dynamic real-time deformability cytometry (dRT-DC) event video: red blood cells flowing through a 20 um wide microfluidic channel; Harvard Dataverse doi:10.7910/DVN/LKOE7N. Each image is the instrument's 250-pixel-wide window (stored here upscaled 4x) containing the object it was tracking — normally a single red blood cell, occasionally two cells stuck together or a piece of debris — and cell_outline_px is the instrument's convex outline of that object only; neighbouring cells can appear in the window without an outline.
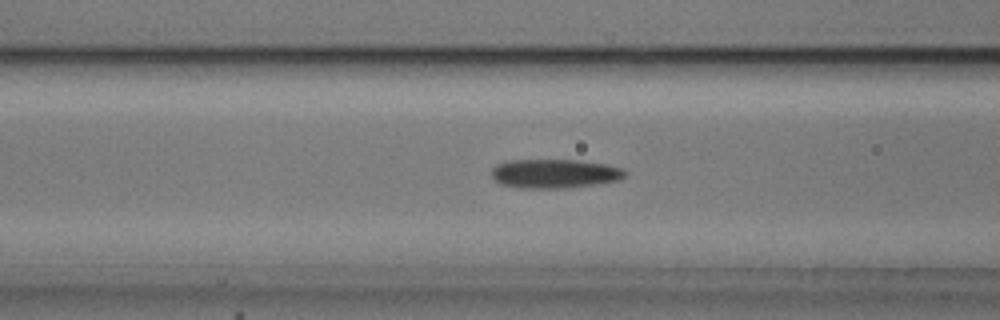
{"species": "common noctule bat (a hibernating species)", "species_latin": "Nyctalus noctula", "temperature_condition": "cold", "stored_images_in_passage": 54, "camera_frame_rate_fps": 3000, "um_per_image_px": 0.085, "animal": {"sex": "male", "body_mass_g": 20.5, "forearm_length_mm": 52.5}, "frame": {"image": 1, "passage_image": 21, "time_ms": 6.667, "image_size_px": [1000, 320], "cell_outline_px": [[628, 172], [620, 180], [596, 184], [564, 188], [520, 188], [500, 184], [492, 176], [492, 168], [496, 164], [508, 160], [576, 160], [608, 164], [624, 168]], "centroid_in_image_um": [47.17, 14.75], "position_along_channel_um": 119.4, "area_um2": 22.77}}
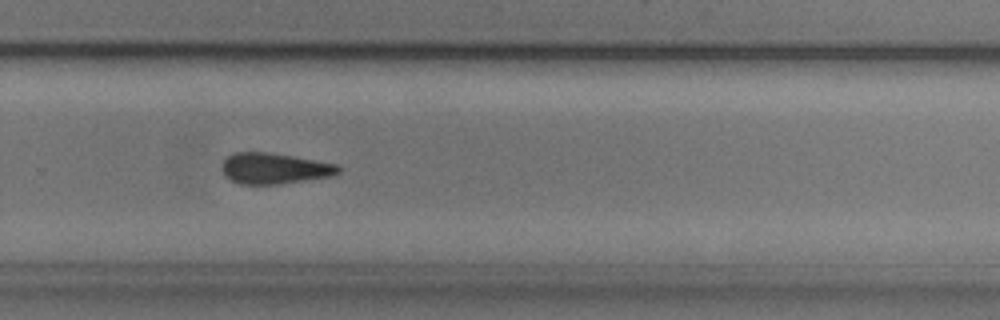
{"frame": {"image": 2, "passage_image": 36, "time_ms": 11.667, "image_size_px": [1000, 320], "cell_outline_px": [[340, 172], [332, 176], [280, 184], [240, 184], [224, 176], [220, 168], [224, 160], [232, 152], [268, 152], [292, 156], [336, 164], [340, 168]], "centroid_in_image_um": [23.28, 14.32], "position_along_channel_um": 306.5, "area_um2": 20.98}}
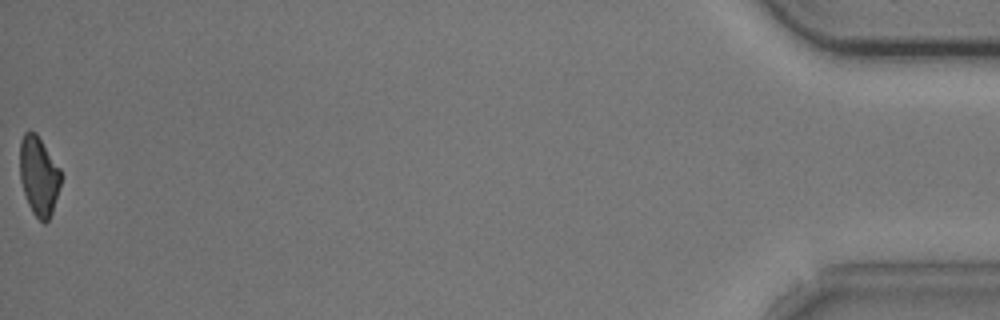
{"frame": {"image": 3, "passage_image": 54, "time_ms": 17.667, "image_size_px": [1000, 320], "cell_outline_px": [[64, 176], [52, 212], [48, 220], [44, 224], [32, 212], [28, 204], [20, 180], [20, 140], [24, 132], [36, 132], [60, 168]], "centroid_in_image_um": [3.32, 14.95], "position_along_channel_um": 431.9, "area_um2": 19.13}, "authors_computed_cell_mechanics": {"area_um2": 21.3282, "velocity_mm_per_s": 3.7492, "shape_relaxation_time_tau1_ms": 8.1736, "shape_relaxation_time_tau2_ms": null, "deformation_change_tau1": 0.1319, "deformation_change_tau2": null}}